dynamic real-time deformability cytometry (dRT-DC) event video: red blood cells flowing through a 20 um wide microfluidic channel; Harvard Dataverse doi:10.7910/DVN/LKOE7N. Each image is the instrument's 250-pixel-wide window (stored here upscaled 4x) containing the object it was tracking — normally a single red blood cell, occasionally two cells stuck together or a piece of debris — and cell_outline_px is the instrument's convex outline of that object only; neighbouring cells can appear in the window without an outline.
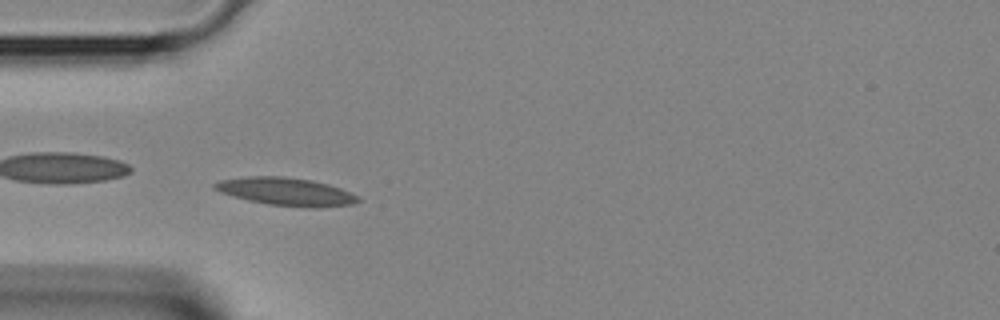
{"species": "Egyptian fruit bat (a non-hibernating species)", "species_latin": "Rousettus aegyptiacus", "temperature_condition": "room temperature", "stored_images_in_passage": 41, "camera_frame_rate_fps": 3000, "um_per_image_px": 0.085, "animal": {"sex": "female"}, "frame": {"image": 1, "passage_image": 12, "time_ms": 3.667, "image_size_px": [1000, 320], "cell_outline_px": [[360, 200], [352, 204], [316, 208], [308, 208], [268, 204], [248, 200], [220, 192], [212, 188], [212, 184], [220, 180], [248, 176], [284, 176], [312, 180], [328, 184], [340, 188], [356, 196]], "centroid_in_image_um": [24.28, 16.28], "position_along_channel_um": 60.7, "area_um2": 23.24}}
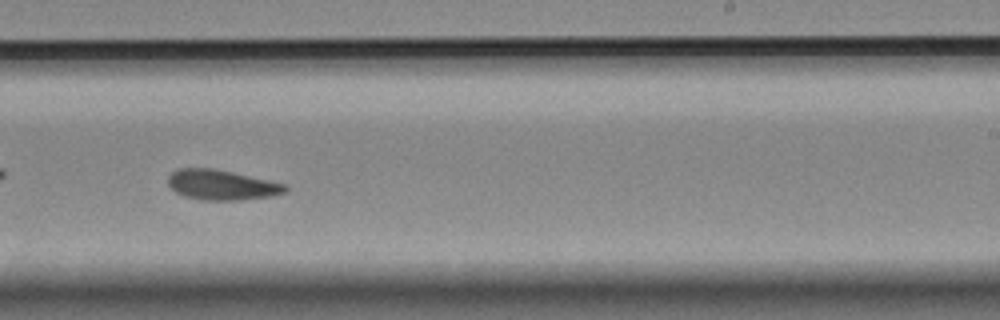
{"frame": {"image": 2, "passage_image": 25, "time_ms": 8.0, "image_size_px": [1000, 320], "cell_outline_px": [[288, 188], [284, 192], [272, 196], [240, 200], [204, 200], [184, 196], [176, 192], [168, 184], [168, 176], [172, 172], [180, 168], [212, 168], [232, 172], [288, 184]], "centroid_in_image_um": [18.85, 15.72], "position_along_channel_um": 270.1, "area_um2": 20.52}}
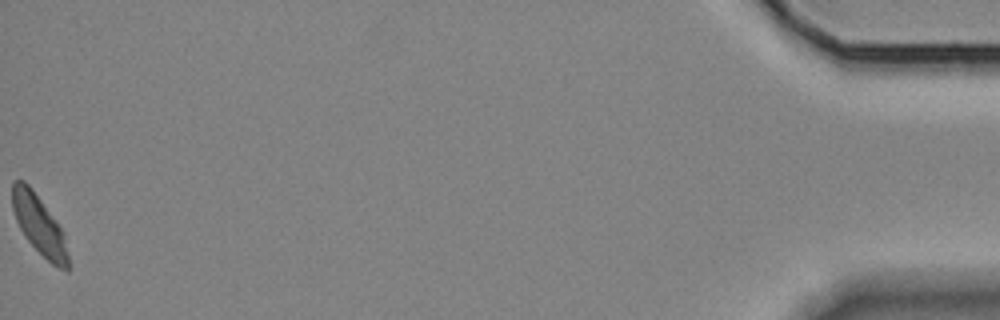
{"frame": {"image": 3, "passage_image": 41, "time_ms": 13.333, "image_size_px": [1000, 320], "cell_outline_px": [[68, 272], [52, 264], [28, 240], [20, 228], [16, 220], [12, 208], [12, 180], [24, 180], [32, 188], [56, 220], [64, 232], [68, 256]], "centroid_in_image_um": [3.32, 19.08], "position_along_channel_um": 431.9, "area_um2": 19.13}}